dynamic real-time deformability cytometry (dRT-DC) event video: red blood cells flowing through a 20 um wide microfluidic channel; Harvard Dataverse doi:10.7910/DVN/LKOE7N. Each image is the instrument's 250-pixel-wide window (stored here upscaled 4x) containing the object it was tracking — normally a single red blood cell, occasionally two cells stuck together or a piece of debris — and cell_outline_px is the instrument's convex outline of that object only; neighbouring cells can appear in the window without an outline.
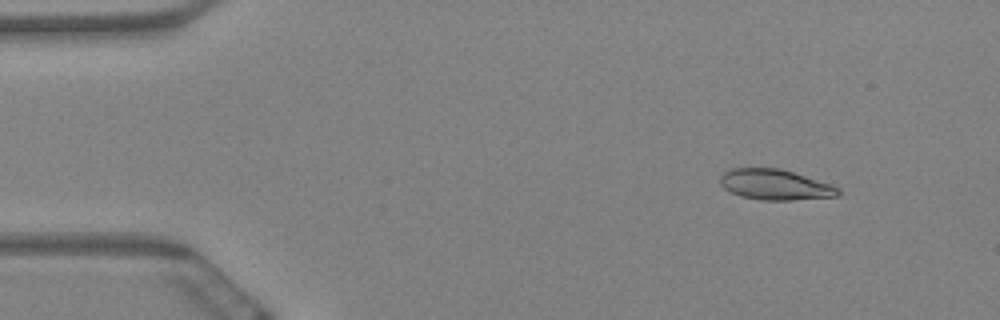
{"species": "Egyptian fruit bat (a non-hibernating species)", "species_latin": "Rousettus aegyptiacus", "temperature_condition": "warm", "stored_images_in_passage": 9, "camera_frame_rate_fps": 3000, "um_per_image_px": 0.085, "animal": {"sex": "female"}, "frame": {"image": 1, "passage_image": 2, "time_ms": 0.333, "image_size_px": [1000, 320], "cell_outline_px": [[840, 196], [792, 200], [760, 200], [740, 196], [724, 188], [720, 184], [720, 176], [724, 172], [732, 168], [780, 168], [832, 184], [840, 188]], "centroid_in_image_um": [65.9, 15.7], "position_along_channel_um": 19.1, "area_um2": 21.1}}
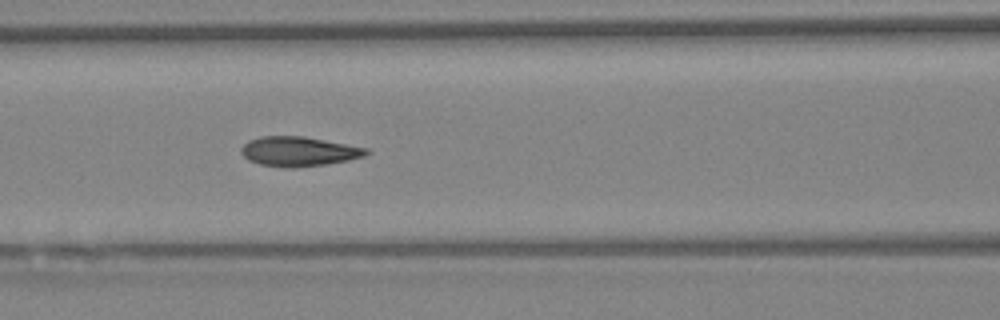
{"frame": {"image": 2, "passage_image": 7, "time_ms": 2.0, "image_size_px": [1000, 320], "cell_outline_px": [[372, 152], [364, 156], [348, 160], [324, 164], [296, 168], [292, 168], [260, 164], [248, 160], [240, 152], [240, 148], [248, 140], [260, 136], [304, 136], [368, 148]], "centroid_in_image_um": [25.39, 12.86], "position_along_channel_um": 141.2, "area_um2": 21.62}}
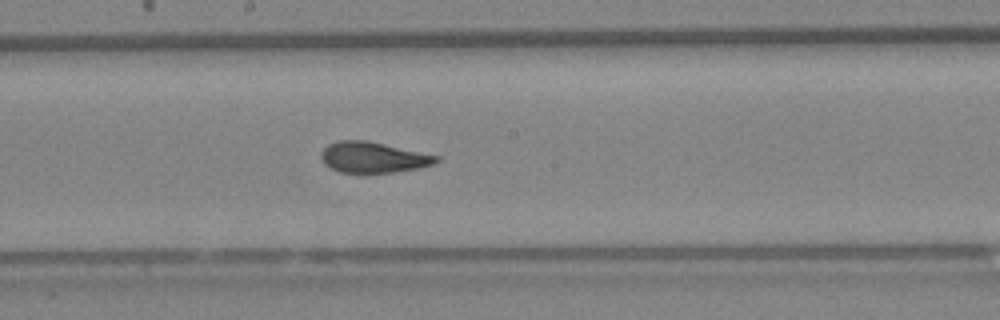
{"frame": {"image": 3, "passage_image": 9, "time_ms": 2.667, "image_size_px": [1000, 320], "cell_outline_px": [[440, 160], [436, 164], [420, 168], [364, 176], [340, 172], [324, 164], [320, 156], [320, 152], [328, 144], [336, 140], [368, 140], [440, 156]], "centroid_in_image_um": [31.71, 13.41], "position_along_channel_um": 216.5, "area_um2": 21.56}}